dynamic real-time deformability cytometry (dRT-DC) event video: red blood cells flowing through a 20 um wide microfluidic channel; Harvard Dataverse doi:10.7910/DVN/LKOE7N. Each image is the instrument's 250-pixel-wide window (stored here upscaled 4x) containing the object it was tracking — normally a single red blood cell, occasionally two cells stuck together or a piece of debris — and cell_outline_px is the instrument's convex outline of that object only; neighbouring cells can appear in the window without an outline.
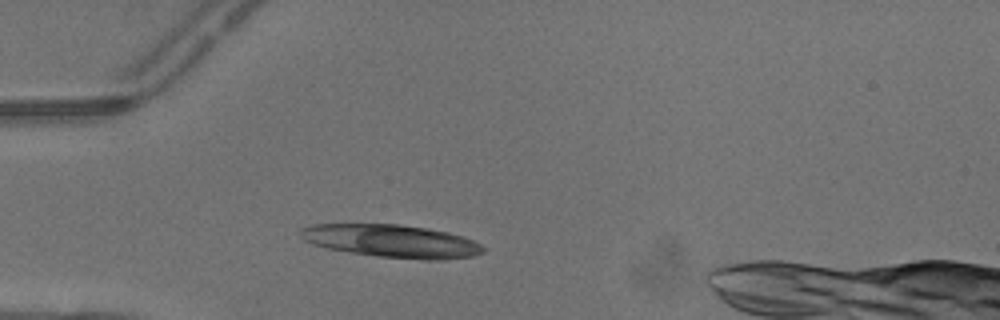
{"species": "common noctule bat (a hibernating species)", "species_latin": "Nyctalus noctula", "temperature_condition": "warm", "stored_images_in_passage": 3, "camera_frame_rate_fps": 3000, "um_per_image_px": 0.085, "animal": {"sex": "male", "body_mass_g": 13.3}, "frame": {"image": 1, "passage_image": 3, "time_ms": 0.667, "image_size_px": [1000, 320], "cell_outline_px": [[484, 252], [476, 256], [440, 260], [424, 260], [376, 256], [348, 252], [328, 248], [312, 244], [304, 240], [300, 236], [300, 228], [312, 224], [400, 224], [428, 228], [448, 232], [472, 240], [480, 244], [484, 248]], "centroid_in_image_um": [33.29, 20.49], "position_along_channel_um": 51.7, "area_um2": 35.14}}